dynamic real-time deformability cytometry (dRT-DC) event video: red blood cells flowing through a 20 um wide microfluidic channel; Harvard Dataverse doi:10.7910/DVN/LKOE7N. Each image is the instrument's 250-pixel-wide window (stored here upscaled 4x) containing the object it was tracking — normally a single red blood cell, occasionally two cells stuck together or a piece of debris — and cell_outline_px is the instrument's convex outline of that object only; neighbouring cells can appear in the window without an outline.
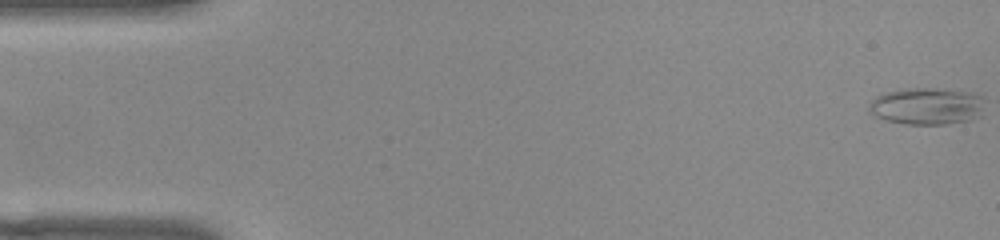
{"species": "common noctule bat (a hibernating species)", "species_latin": "Nyctalus noctula", "temperature_condition": "warm", "stored_images_in_passage": 44, "camera_frame_rate_fps": 3000, "um_per_image_px": 0.085, "animal": {"sex": "female", "body_mass_g": 22.0, "forearm_length_mm": 56.7}, "frame": {"image": 1, "passage_image": 1, "time_ms": 0.0, "image_size_px": [1000, 240], "cell_outline_px": [[984, 116], [968, 120], [944, 124], [904, 124], [884, 120], [868, 112], [868, 104], [876, 96], [888, 92], [908, 88], [928, 88], [960, 92], [980, 96]], "centroid_in_image_um": [78.71, 9.05], "position_along_channel_um": 6.3, "area_um2": 24.57}}
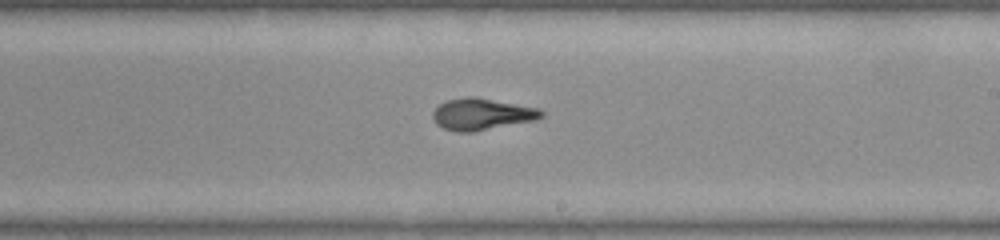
{"frame": {"image": 2, "passage_image": 31, "time_ms": 10.0, "image_size_px": [1000, 240], "cell_outline_px": [[544, 116], [536, 120], [472, 132], [456, 132], [444, 128], [436, 124], [432, 116], [432, 112], [440, 104], [448, 100], [464, 96], [476, 96], [540, 108], [544, 112]], "centroid_in_image_um": [40.97, 9.69], "position_along_channel_um": 248.0, "area_um2": 20.23}}
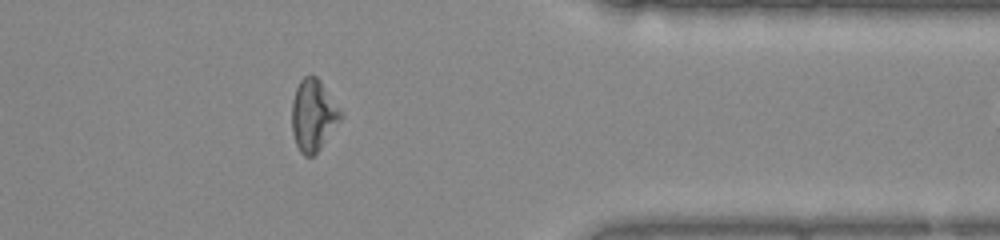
{"frame": {"image": 3, "passage_image": 43, "time_ms": 14.0, "image_size_px": [1000, 240], "cell_outline_px": [[344, 116], [320, 148], [312, 156], [304, 156], [300, 152], [296, 144], [292, 132], [292, 100], [296, 88], [300, 80], [304, 76], [316, 76], [320, 80], [344, 112]], "centroid_in_image_um": [26.65, 9.78], "position_along_channel_um": 384.8, "area_um2": 20.52}}